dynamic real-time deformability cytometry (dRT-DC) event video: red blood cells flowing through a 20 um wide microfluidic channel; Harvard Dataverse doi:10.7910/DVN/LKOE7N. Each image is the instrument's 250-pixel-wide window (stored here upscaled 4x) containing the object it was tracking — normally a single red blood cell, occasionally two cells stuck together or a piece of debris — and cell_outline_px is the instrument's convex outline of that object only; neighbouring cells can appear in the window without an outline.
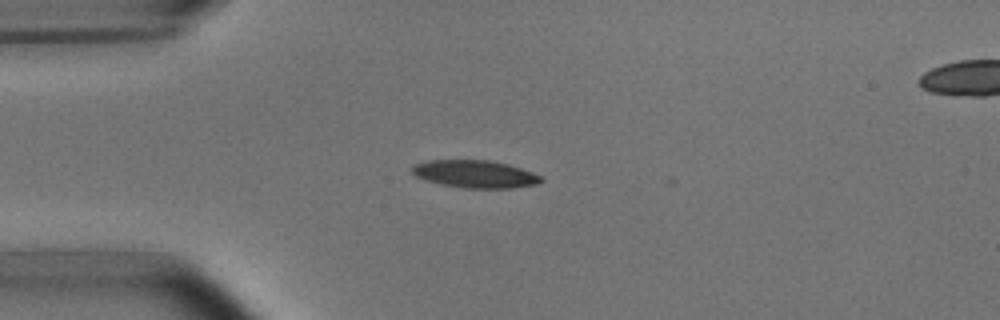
{"species": "common noctule bat (a hibernating species)", "species_latin": "Nyctalus noctula", "temperature_condition": "room temperature", "stored_images_in_passage": 4, "camera_frame_rate_fps": 3000, "um_per_image_px": 0.085, "animal": {"sex": "male", "body_mass_g": 15.6}, "frame": {"image": 1, "passage_image": 1, "time_ms": 0.0, "image_size_px": [1000, 320], "cell_outline_px": [[544, 180], [536, 184], [512, 188], [464, 188], [440, 184], [416, 176], [408, 168], [412, 164], [424, 160], [488, 160], [508, 164], [532, 172], [540, 176]], "centroid_in_image_um": [40.32, 14.78], "position_along_channel_um": 44.7, "area_um2": 20.81}}